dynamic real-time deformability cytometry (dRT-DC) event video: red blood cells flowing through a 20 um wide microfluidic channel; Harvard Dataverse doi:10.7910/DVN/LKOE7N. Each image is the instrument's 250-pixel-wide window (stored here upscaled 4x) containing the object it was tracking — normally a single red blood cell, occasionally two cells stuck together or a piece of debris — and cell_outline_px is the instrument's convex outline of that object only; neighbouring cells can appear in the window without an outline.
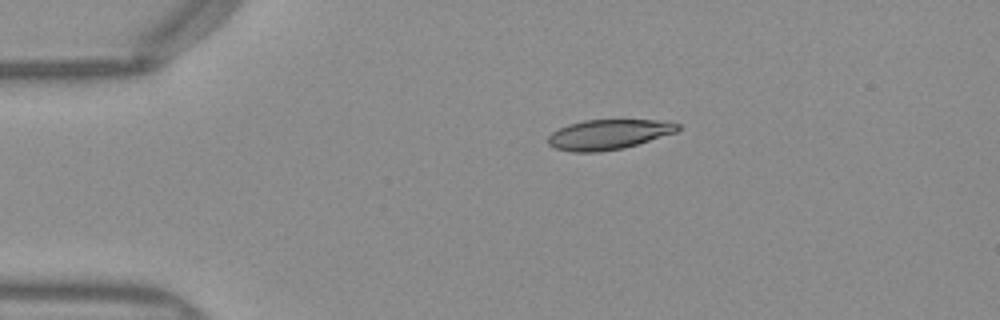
{"species": "Egyptian fruit bat (a non-hibernating species)", "species_latin": "Rousettus aegyptiacus", "temperature_condition": "warm", "stored_images_in_passage": 41, "camera_frame_rate_fps": 3000, "um_per_image_px": 0.085, "frame": {"image": 1, "passage_image": 1, "time_ms": 0.0, "image_size_px": [1000, 320], "cell_outline_px": [[680, 128], [676, 132], [624, 148], [600, 152], [572, 152], [556, 148], [548, 144], [548, 136], [552, 132], [568, 124], [584, 120], [656, 120], [680, 124]], "centroid_in_image_um": [51.7, 11.43], "position_along_channel_um": 33.3, "area_um2": 22.54}}
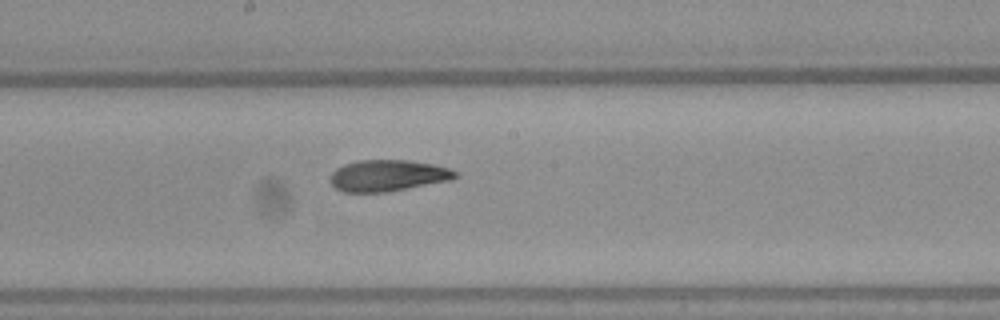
{"frame": {"image": 2, "passage_image": 18, "time_ms": 5.667, "image_size_px": [1000, 320], "cell_outline_px": [[456, 176], [448, 180], [384, 192], [344, 192], [336, 188], [332, 184], [332, 172], [336, 168], [344, 164], [356, 160], [408, 160], [432, 164], [448, 168], [456, 172]], "centroid_in_image_um": [32.91, 14.91], "position_along_channel_um": 215.3, "area_um2": 22.37}}
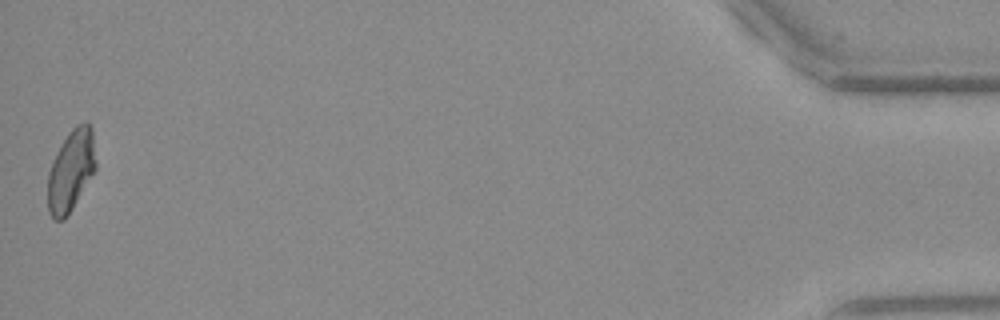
{"frame": {"image": 3, "passage_image": 41, "time_ms": 13.333, "image_size_px": [1000, 320], "cell_outline_px": [[96, 168], [68, 216], [64, 220], [52, 220], [48, 212], [48, 172], [56, 152], [68, 132], [76, 124], [84, 120], [88, 120], [92, 128], [96, 160]], "centroid_in_image_um": [6.03, 14.48], "position_along_channel_um": 429.2, "area_um2": 23.12}, "authors_computed_cell_mechanics": {"area_um2": 23.0622, "velocity_mm_per_s": 4.0115, "shape_relaxation_time_tau1_ms": 10.079, "shape_relaxation_time_tau2_ms": 2.5963, "deformation_change_tau1": 0.2571, "deformation_change_tau2": 0.0923}}